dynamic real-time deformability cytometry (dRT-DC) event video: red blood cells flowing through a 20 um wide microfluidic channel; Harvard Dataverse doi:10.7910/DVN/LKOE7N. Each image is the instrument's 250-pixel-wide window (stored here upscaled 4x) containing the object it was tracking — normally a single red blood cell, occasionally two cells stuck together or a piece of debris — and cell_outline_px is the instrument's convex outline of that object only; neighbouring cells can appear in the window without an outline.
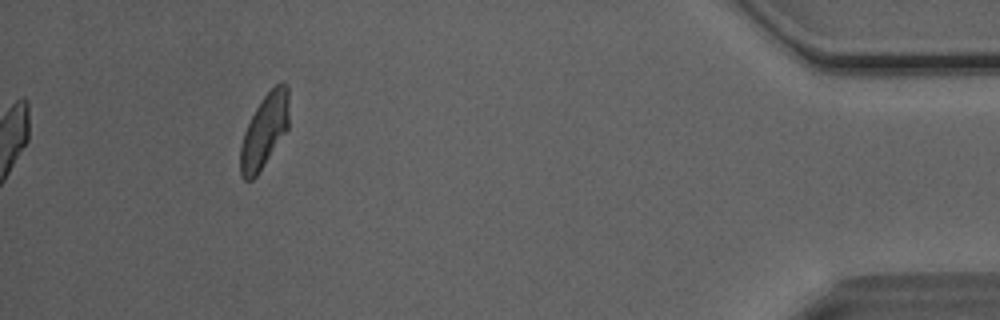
{"species": "Egyptian fruit bat (a non-hibernating species)", "species_latin": "Rousettus aegyptiacus", "temperature_condition": "room temperature", "stored_images_in_passage": 34, "camera_frame_rate_fps": 3000, "um_per_image_px": 0.085, "animal": {"sex": "male"}, "frame": {"image": 1, "passage_image": 34, "time_ms": 11.0, "image_size_px": [1000, 320], "cell_outline_px": [[288, 128], [256, 176], [252, 180], [244, 180], [240, 176], [240, 144], [244, 132], [256, 108], [264, 96], [276, 84], [288, 84]], "centroid_in_image_um": [22.45, 11.15], "position_along_channel_um": 412.7, "area_um2": 20.46}, "authors_computed_cell_mechanics": {"area_um2": 21.964, "velocity_mm_per_s": 4.0436, "shape_relaxation_time_tau1_ms": 6.6238, "shape_relaxation_time_tau2_ms": 2.0402, "deformation_change_tau1": 0.1672, "deformation_change_tau2": 0.0752}}